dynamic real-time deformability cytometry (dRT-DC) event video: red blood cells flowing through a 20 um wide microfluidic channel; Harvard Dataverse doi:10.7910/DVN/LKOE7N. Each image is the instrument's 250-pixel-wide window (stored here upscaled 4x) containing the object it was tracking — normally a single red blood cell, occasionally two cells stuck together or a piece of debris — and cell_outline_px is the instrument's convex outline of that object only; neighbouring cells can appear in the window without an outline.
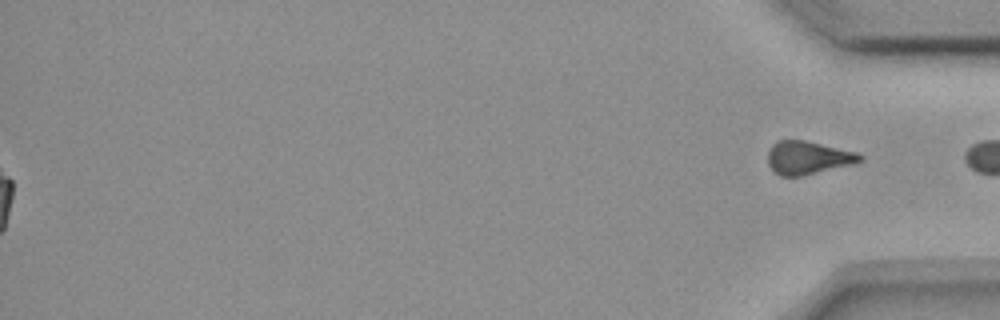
{"species": "common noctule bat (a hibernating species)", "species_latin": "Nyctalus noctula", "temperature_condition": "room temperature", "stored_images_in_passage": 57, "segment_of_instrument_passage": [2, 2], "camera_frame_rate_fps": 3000, "um_per_image_px": 0.085, "animal": {"sex": "female", "body_mass_g": 18.4}, "frame": {"image": 1, "passage_image": 57, "time_ms": 18.667, "image_size_px": [1000, 320], "cell_outline_px": [[864, 160], [856, 164], [800, 176], [780, 176], [768, 164], [768, 152], [772, 144], [776, 140], [804, 140], [856, 152], [864, 156]], "centroid_in_image_um": [68.7, 13.4], "position_along_channel_um": 366.5, "area_um2": 17.86}}